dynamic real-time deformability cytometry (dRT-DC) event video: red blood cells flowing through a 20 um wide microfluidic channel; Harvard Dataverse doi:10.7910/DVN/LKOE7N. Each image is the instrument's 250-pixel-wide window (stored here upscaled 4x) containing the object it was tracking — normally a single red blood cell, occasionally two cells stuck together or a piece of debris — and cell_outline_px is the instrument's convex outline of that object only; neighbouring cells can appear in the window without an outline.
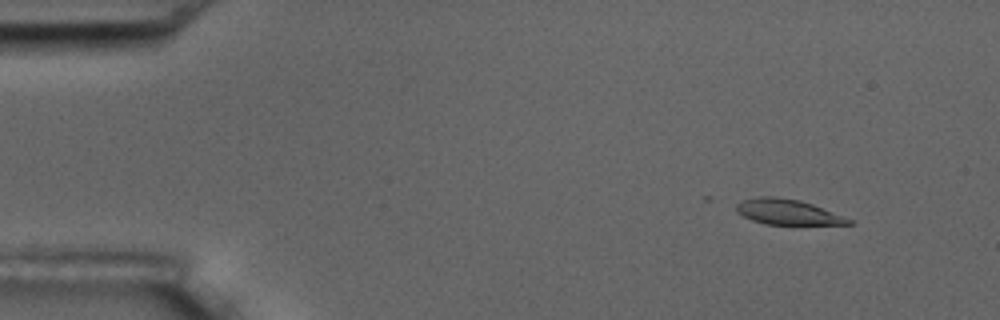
{"species": "common noctule bat (a hibernating species)", "species_latin": "Nyctalus noctula", "temperature_condition": "room temperature", "stored_images_in_passage": 17, "camera_frame_rate_fps": 3000, "um_per_image_px": 0.085, "animal": {"sex": "male", "body_mass_g": 17.5, "forearm_length_mm": 52.3}, "frame": {"image": 1, "passage_image": 2, "time_ms": 1.333, "image_size_px": [1000, 320], "cell_outline_px": [[852, 224], [764, 224], [752, 220], [736, 212], [736, 204], [744, 200], [760, 196], [776, 196], [800, 200], [812, 204], [852, 220]], "centroid_in_image_um": [66.9, 18.01], "position_along_channel_um": 18.1, "area_um2": 16.3}}
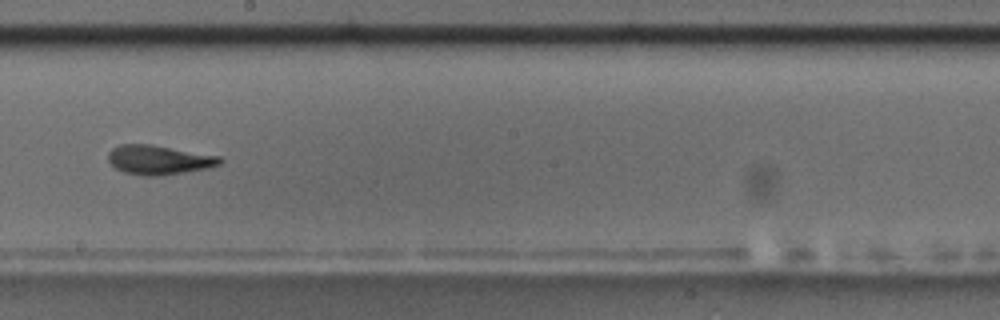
{"frame": {"image": 2, "passage_image": 10, "time_ms": 10.333, "image_size_px": [1000, 320], "cell_outline_px": [[224, 160], [220, 164], [208, 168], [160, 176], [144, 176], [124, 172], [116, 168], [108, 160], [108, 152], [112, 148], [120, 144], [152, 144], [220, 156]], "centroid_in_image_um": [13.51, 13.58], "position_along_channel_um": 234.7, "area_um2": 19.19}}
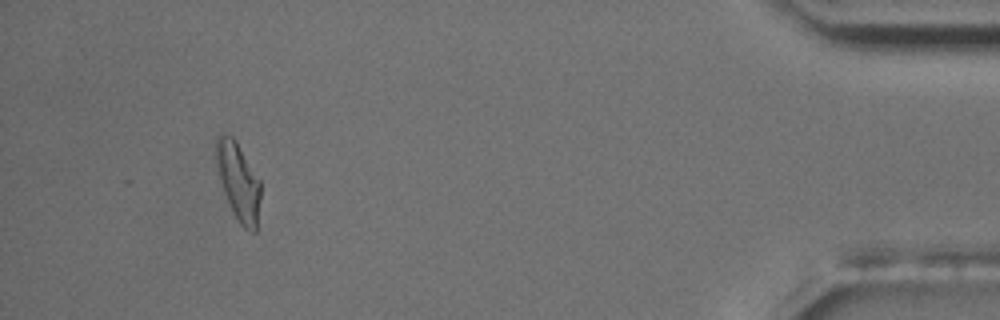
{"frame": {"image": 3, "passage_image": 16, "time_ms": 17.333, "image_size_px": [1000, 320], "cell_outline_px": [[260, 200], [256, 232], [252, 232], [244, 228], [240, 224], [232, 212], [224, 192], [216, 168], [216, 136], [220, 132], [232, 136], [236, 140], [260, 180]], "centroid_in_image_um": [20.25, 15.41], "position_along_channel_um": 414.9, "area_um2": 20.23}, "authors_computed_cell_mechanics": {"area_um2": 18.3804, "velocity_mm_per_s": 3.4991, "shape_relaxation_time_tau1_ms": null, "shape_relaxation_time_tau2_ms": 4.3424, "deformation_change_tau1": null, "deformation_change_tau2": 0.1415}}